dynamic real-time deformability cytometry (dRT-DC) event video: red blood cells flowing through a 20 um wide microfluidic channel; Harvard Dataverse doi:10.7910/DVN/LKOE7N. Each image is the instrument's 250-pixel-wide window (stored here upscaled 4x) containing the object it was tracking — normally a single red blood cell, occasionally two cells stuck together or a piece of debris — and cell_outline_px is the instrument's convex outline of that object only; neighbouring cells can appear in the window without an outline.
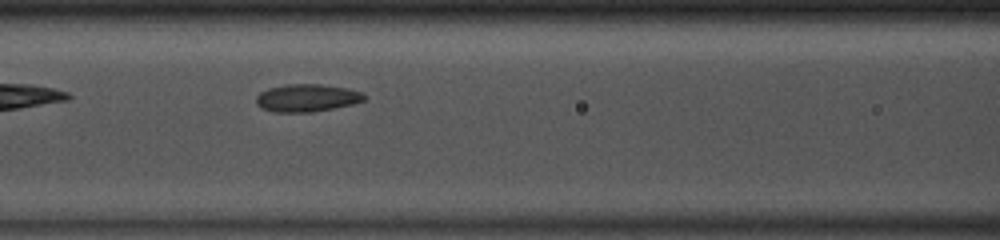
{"species": "common noctule bat (a hibernating species)", "species_latin": "Nyctalus noctula", "temperature_condition": "room temperature", "stored_images_in_passage": 36, "camera_frame_rate_fps": 3000, "um_per_image_px": 0.085, "animal": {"sex": "male", "body_mass_g": 13.0, "forearm_length_mm": 53.1}, "frame": {"image": 1, "passage_image": 8, "time_ms": 2.333, "image_size_px": [1000, 240], "cell_outline_px": [[368, 96], [364, 100], [352, 104], [312, 112], [276, 112], [260, 108], [256, 104], [256, 96], [260, 92], [268, 88], [284, 84], [320, 84], [348, 88], [360, 92]], "centroid_in_image_um": [26.06, 8.31], "position_along_channel_um": 140.5, "area_um2": 17.46}}
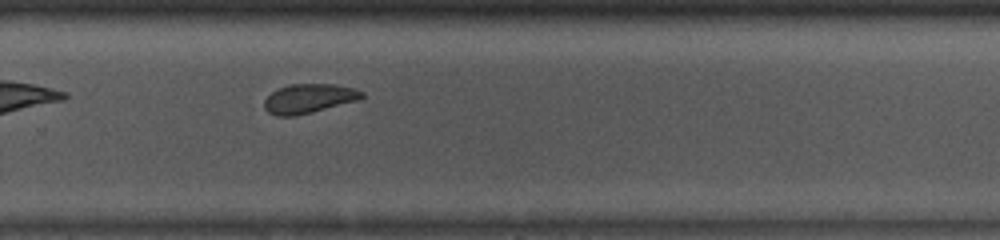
{"frame": {"image": 2, "passage_image": 20, "time_ms": 6.333, "image_size_px": [1000, 240], "cell_outline_px": [[364, 96], [360, 100], [296, 116], [276, 116], [268, 112], [264, 108], [264, 100], [272, 92], [280, 88], [292, 84], [332, 84], [352, 88], [364, 92]], "centroid_in_image_um": [26.26, 8.39], "position_along_channel_um": 303.5, "area_um2": 16.59}}
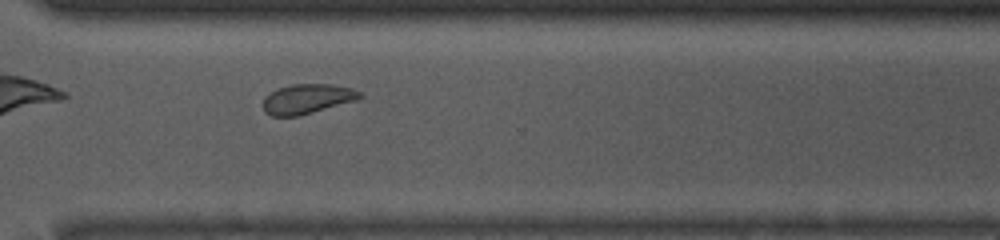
{"frame": {"image": 3, "passage_image": 23, "time_ms": 7.333, "image_size_px": [1000, 240], "cell_outline_px": [[364, 96], [356, 100], [312, 112], [296, 116], [272, 116], [264, 112], [264, 96], [280, 88], [292, 84], [332, 84], [352, 88], [360, 92]], "centroid_in_image_um": [26.12, 8.4], "position_along_channel_um": 344.5, "area_um2": 16.53}, "authors_computed_cell_mechanics": {"area_um2": 17.2533, "velocity_mm_per_s": 4.0816, "shape_relaxation_time_tau1_ms": null, "shape_relaxation_time_tau2_ms": 1.5626, "deformation_change_tau1": null, "deformation_change_tau2": 0.0601}}